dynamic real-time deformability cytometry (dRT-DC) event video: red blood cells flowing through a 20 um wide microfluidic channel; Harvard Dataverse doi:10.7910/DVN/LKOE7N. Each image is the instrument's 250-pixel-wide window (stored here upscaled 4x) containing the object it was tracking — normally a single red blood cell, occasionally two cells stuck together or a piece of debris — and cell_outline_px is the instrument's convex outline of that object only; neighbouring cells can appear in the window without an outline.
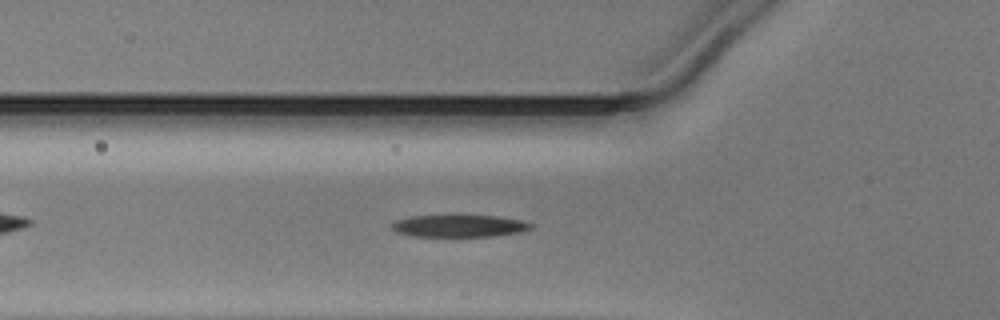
{"species": "Egyptian fruit bat (a non-hibernating species)", "species_latin": "Rousettus aegyptiacus", "temperature_condition": "warm", "stored_images_in_passage": 40, "segment_of_instrument_passage": [1, 2], "camera_frame_rate_fps": 3000, "um_per_image_px": 0.085, "animal": {"sex": "male"}, "frame": {"image": 1, "passage_image": 7, "time_ms": 2.0, "image_size_px": [1000, 320], "cell_outline_px": [[532, 228], [520, 232], [492, 236], [416, 236], [396, 232], [388, 224], [396, 220], [408, 216], [496, 216], [520, 220], [532, 224]], "centroid_in_image_um": [38.98, 19.2], "position_along_channel_um": 86.8, "area_um2": 17.74}}
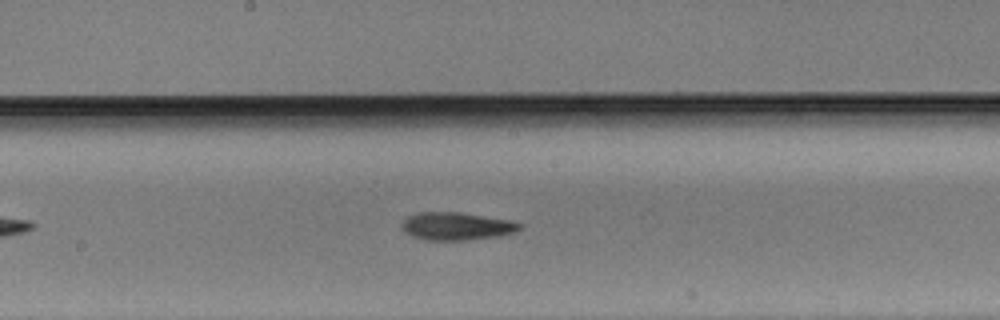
{"frame": {"image": 2, "passage_image": 16, "time_ms": 5.0, "image_size_px": [1000, 320], "cell_outline_px": [[524, 224], [516, 232], [500, 236], [468, 240], [428, 240], [412, 236], [404, 232], [404, 220], [408, 216], [416, 212], [460, 212], [508, 220]], "centroid_in_image_um": [38.84, 19.23], "position_along_channel_um": 209.4, "area_um2": 19.02}}
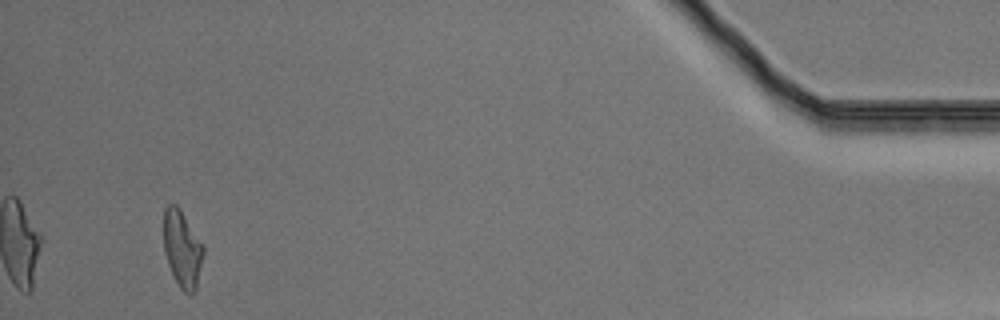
{"frame": {"image": 3, "passage_image": 37, "time_ms": 12.0, "image_size_px": [1000, 320], "cell_outline_px": [[204, 252], [196, 288], [192, 292], [184, 292], [180, 288], [168, 264], [164, 252], [164, 208], [168, 204], [176, 204], [180, 208], [204, 244]], "centroid_in_image_um": [15.5, 21.1], "position_along_channel_um": 419.7, "area_um2": 17.74}}